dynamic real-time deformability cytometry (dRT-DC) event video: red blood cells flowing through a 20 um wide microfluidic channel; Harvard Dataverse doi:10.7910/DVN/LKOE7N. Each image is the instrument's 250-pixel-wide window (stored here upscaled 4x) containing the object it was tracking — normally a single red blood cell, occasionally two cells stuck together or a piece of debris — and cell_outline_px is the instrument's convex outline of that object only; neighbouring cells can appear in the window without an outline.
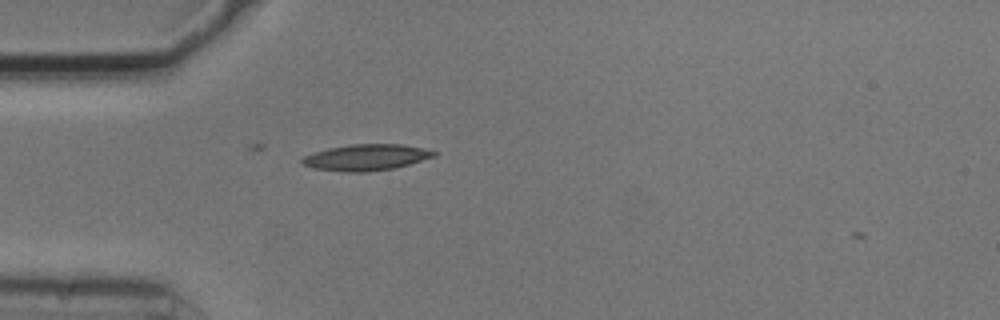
{"species": "common noctule bat (a hibernating species)", "species_latin": "Nyctalus noctula", "temperature_condition": "cold", "stored_images_in_passage": 2, "camera_frame_rate_fps": 3000, "um_per_image_px": 0.085, "animal": {"sex": "male", "body_mass_g": 20.5, "forearm_length_mm": 52.5}, "frame": {"image": 1, "passage_image": 1, "time_ms": 0.0, "image_size_px": [1000, 320], "cell_outline_px": [[436, 156], [396, 168], [368, 172], [348, 172], [312, 168], [304, 164], [300, 160], [304, 156], [328, 148], [348, 144], [404, 144], [424, 148], [436, 152]], "centroid_in_image_um": [31.15, 13.37], "position_along_channel_um": 53.8, "area_um2": 20.17}}